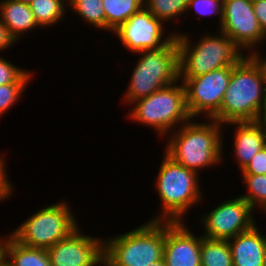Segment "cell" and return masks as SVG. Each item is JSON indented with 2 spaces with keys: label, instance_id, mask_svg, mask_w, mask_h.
Masks as SVG:
<instances>
[{
  "label": "cell",
  "instance_id": "6da1fadb",
  "mask_svg": "<svg viewBox=\"0 0 266 266\" xmlns=\"http://www.w3.org/2000/svg\"><path fill=\"white\" fill-rule=\"evenodd\" d=\"M266 118V80L260 65L247 55L234 65L219 112L212 118L224 125Z\"/></svg>",
  "mask_w": 266,
  "mask_h": 266
},
{
  "label": "cell",
  "instance_id": "7a4b0ae2",
  "mask_svg": "<svg viewBox=\"0 0 266 266\" xmlns=\"http://www.w3.org/2000/svg\"><path fill=\"white\" fill-rule=\"evenodd\" d=\"M193 120L190 119L177 131L168 134L170 136H167L164 151L175 162L199 174L204 168L221 165L224 158L222 149L224 125L214 119H207L209 123Z\"/></svg>",
  "mask_w": 266,
  "mask_h": 266
},
{
  "label": "cell",
  "instance_id": "3957f363",
  "mask_svg": "<svg viewBox=\"0 0 266 266\" xmlns=\"http://www.w3.org/2000/svg\"><path fill=\"white\" fill-rule=\"evenodd\" d=\"M217 31L219 33L216 35L203 34L195 44L191 42L189 34L176 32L179 79L197 77L219 68L237 65L248 55L225 33Z\"/></svg>",
  "mask_w": 266,
  "mask_h": 266
},
{
  "label": "cell",
  "instance_id": "277c9868",
  "mask_svg": "<svg viewBox=\"0 0 266 266\" xmlns=\"http://www.w3.org/2000/svg\"><path fill=\"white\" fill-rule=\"evenodd\" d=\"M156 177V191L161 201L160 214L151 221L184 222L182 219L193 205L203 200L199 176L164 153Z\"/></svg>",
  "mask_w": 266,
  "mask_h": 266
},
{
  "label": "cell",
  "instance_id": "5b68a950",
  "mask_svg": "<svg viewBox=\"0 0 266 266\" xmlns=\"http://www.w3.org/2000/svg\"><path fill=\"white\" fill-rule=\"evenodd\" d=\"M165 221L148 220L103 240V266H147L163 259Z\"/></svg>",
  "mask_w": 266,
  "mask_h": 266
},
{
  "label": "cell",
  "instance_id": "8992f818",
  "mask_svg": "<svg viewBox=\"0 0 266 266\" xmlns=\"http://www.w3.org/2000/svg\"><path fill=\"white\" fill-rule=\"evenodd\" d=\"M138 54L128 87L123 95L125 104L147 97L179 81V49L176 36L158 50H145Z\"/></svg>",
  "mask_w": 266,
  "mask_h": 266
},
{
  "label": "cell",
  "instance_id": "52a82bcc",
  "mask_svg": "<svg viewBox=\"0 0 266 266\" xmlns=\"http://www.w3.org/2000/svg\"><path fill=\"white\" fill-rule=\"evenodd\" d=\"M130 104L133 107L127 117L150 126L162 137L192 119L186 106L185 87L180 80Z\"/></svg>",
  "mask_w": 266,
  "mask_h": 266
},
{
  "label": "cell",
  "instance_id": "ba28073f",
  "mask_svg": "<svg viewBox=\"0 0 266 266\" xmlns=\"http://www.w3.org/2000/svg\"><path fill=\"white\" fill-rule=\"evenodd\" d=\"M71 210L63 200L47 205L13 229L10 235L23 245L48 249L79 227Z\"/></svg>",
  "mask_w": 266,
  "mask_h": 266
},
{
  "label": "cell",
  "instance_id": "9c48e42d",
  "mask_svg": "<svg viewBox=\"0 0 266 266\" xmlns=\"http://www.w3.org/2000/svg\"><path fill=\"white\" fill-rule=\"evenodd\" d=\"M232 68L227 66L197 77L179 79L185 87L186 106L191 118L205 115L212 119L219 112Z\"/></svg>",
  "mask_w": 266,
  "mask_h": 266
},
{
  "label": "cell",
  "instance_id": "30bf717a",
  "mask_svg": "<svg viewBox=\"0 0 266 266\" xmlns=\"http://www.w3.org/2000/svg\"><path fill=\"white\" fill-rule=\"evenodd\" d=\"M223 201L201 217L202 228H205L203 237L229 240L257 224L253 208L241 196Z\"/></svg>",
  "mask_w": 266,
  "mask_h": 266
},
{
  "label": "cell",
  "instance_id": "8fae6325",
  "mask_svg": "<svg viewBox=\"0 0 266 266\" xmlns=\"http://www.w3.org/2000/svg\"><path fill=\"white\" fill-rule=\"evenodd\" d=\"M113 33L118 37L123 47L125 46L128 51L134 54L145 50L161 49L176 34L174 31L165 36L164 23L156 18L145 6L134 13Z\"/></svg>",
  "mask_w": 266,
  "mask_h": 266
},
{
  "label": "cell",
  "instance_id": "7c38bea8",
  "mask_svg": "<svg viewBox=\"0 0 266 266\" xmlns=\"http://www.w3.org/2000/svg\"><path fill=\"white\" fill-rule=\"evenodd\" d=\"M218 30L232 39L243 52L247 50L249 55L266 40L254 13L253 3L248 0H223L222 24Z\"/></svg>",
  "mask_w": 266,
  "mask_h": 266
},
{
  "label": "cell",
  "instance_id": "4fadbf2b",
  "mask_svg": "<svg viewBox=\"0 0 266 266\" xmlns=\"http://www.w3.org/2000/svg\"><path fill=\"white\" fill-rule=\"evenodd\" d=\"M78 227L68 237L46 249L51 266H102L103 241Z\"/></svg>",
  "mask_w": 266,
  "mask_h": 266
},
{
  "label": "cell",
  "instance_id": "5bb4252c",
  "mask_svg": "<svg viewBox=\"0 0 266 266\" xmlns=\"http://www.w3.org/2000/svg\"><path fill=\"white\" fill-rule=\"evenodd\" d=\"M185 222L165 221L163 258L167 266H201V236H195Z\"/></svg>",
  "mask_w": 266,
  "mask_h": 266
},
{
  "label": "cell",
  "instance_id": "9a60e30c",
  "mask_svg": "<svg viewBox=\"0 0 266 266\" xmlns=\"http://www.w3.org/2000/svg\"><path fill=\"white\" fill-rule=\"evenodd\" d=\"M228 124L236 127L233 137V154H235L236 163L242 171L251 159L266 146V120Z\"/></svg>",
  "mask_w": 266,
  "mask_h": 266
},
{
  "label": "cell",
  "instance_id": "2e32d148",
  "mask_svg": "<svg viewBox=\"0 0 266 266\" xmlns=\"http://www.w3.org/2000/svg\"><path fill=\"white\" fill-rule=\"evenodd\" d=\"M258 227L255 224L250 230L228 240L233 266H264L266 235Z\"/></svg>",
  "mask_w": 266,
  "mask_h": 266
},
{
  "label": "cell",
  "instance_id": "e0dca14e",
  "mask_svg": "<svg viewBox=\"0 0 266 266\" xmlns=\"http://www.w3.org/2000/svg\"><path fill=\"white\" fill-rule=\"evenodd\" d=\"M0 18L16 43L24 33L39 28L30 5L15 0L0 1Z\"/></svg>",
  "mask_w": 266,
  "mask_h": 266
},
{
  "label": "cell",
  "instance_id": "ac0fdd59",
  "mask_svg": "<svg viewBox=\"0 0 266 266\" xmlns=\"http://www.w3.org/2000/svg\"><path fill=\"white\" fill-rule=\"evenodd\" d=\"M5 260L12 266H51L46 249L18 243L11 235L5 245Z\"/></svg>",
  "mask_w": 266,
  "mask_h": 266
},
{
  "label": "cell",
  "instance_id": "d6986e66",
  "mask_svg": "<svg viewBox=\"0 0 266 266\" xmlns=\"http://www.w3.org/2000/svg\"><path fill=\"white\" fill-rule=\"evenodd\" d=\"M106 15V31L114 32L134 13L144 7V0H102Z\"/></svg>",
  "mask_w": 266,
  "mask_h": 266
},
{
  "label": "cell",
  "instance_id": "ffe728a7",
  "mask_svg": "<svg viewBox=\"0 0 266 266\" xmlns=\"http://www.w3.org/2000/svg\"><path fill=\"white\" fill-rule=\"evenodd\" d=\"M68 0H33L29 5L39 27H51L65 17Z\"/></svg>",
  "mask_w": 266,
  "mask_h": 266
},
{
  "label": "cell",
  "instance_id": "44dd1931",
  "mask_svg": "<svg viewBox=\"0 0 266 266\" xmlns=\"http://www.w3.org/2000/svg\"><path fill=\"white\" fill-rule=\"evenodd\" d=\"M201 266H233L228 240L208 239L201 235Z\"/></svg>",
  "mask_w": 266,
  "mask_h": 266
},
{
  "label": "cell",
  "instance_id": "7402d4cb",
  "mask_svg": "<svg viewBox=\"0 0 266 266\" xmlns=\"http://www.w3.org/2000/svg\"><path fill=\"white\" fill-rule=\"evenodd\" d=\"M70 10L82 17L84 22L106 31V15L102 0H68Z\"/></svg>",
  "mask_w": 266,
  "mask_h": 266
},
{
  "label": "cell",
  "instance_id": "603a6c76",
  "mask_svg": "<svg viewBox=\"0 0 266 266\" xmlns=\"http://www.w3.org/2000/svg\"><path fill=\"white\" fill-rule=\"evenodd\" d=\"M189 0H144V6L163 23L186 15Z\"/></svg>",
  "mask_w": 266,
  "mask_h": 266
},
{
  "label": "cell",
  "instance_id": "cb8c5ba5",
  "mask_svg": "<svg viewBox=\"0 0 266 266\" xmlns=\"http://www.w3.org/2000/svg\"><path fill=\"white\" fill-rule=\"evenodd\" d=\"M247 193L240 195L254 209L259 206L266 212V175L242 174ZM266 214V213H265Z\"/></svg>",
  "mask_w": 266,
  "mask_h": 266
},
{
  "label": "cell",
  "instance_id": "d4e9b609",
  "mask_svg": "<svg viewBox=\"0 0 266 266\" xmlns=\"http://www.w3.org/2000/svg\"><path fill=\"white\" fill-rule=\"evenodd\" d=\"M33 73L26 69L15 66L7 59L0 57V85L9 83H30Z\"/></svg>",
  "mask_w": 266,
  "mask_h": 266
},
{
  "label": "cell",
  "instance_id": "484cf974",
  "mask_svg": "<svg viewBox=\"0 0 266 266\" xmlns=\"http://www.w3.org/2000/svg\"><path fill=\"white\" fill-rule=\"evenodd\" d=\"M26 87H28V83L0 85V118L19 101Z\"/></svg>",
  "mask_w": 266,
  "mask_h": 266
},
{
  "label": "cell",
  "instance_id": "4316f807",
  "mask_svg": "<svg viewBox=\"0 0 266 266\" xmlns=\"http://www.w3.org/2000/svg\"><path fill=\"white\" fill-rule=\"evenodd\" d=\"M195 12L196 17L201 19V16L216 15L220 18L219 26L222 24L223 17V0H189L186 12L188 16L190 11ZM195 10V11H194ZM219 15V17H218Z\"/></svg>",
  "mask_w": 266,
  "mask_h": 266
},
{
  "label": "cell",
  "instance_id": "83f0119b",
  "mask_svg": "<svg viewBox=\"0 0 266 266\" xmlns=\"http://www.w3.org/2000/svg\"><path fill=\"white\" fill-rule=\"evenodd\" d=\"M241 174L266 175V146L245 166Z\"/></svg>",
  "mask_w": 266,
  "mask_h": 266
},
{
  "label": "cell",
  "instance_id": "f1b7e54d",
  "mask_svg": "<svg viewBox=\"0 0 266 266\" xmlns=\"http://www.w3.org/2000/svg\"><path fill=\"white\" fill-rule=\"evenodd\" d=\"M5 157L0 156V201L4 202L5 199H8L9 196L13 194V185L10 182L9 177L7 176ZM8 177V178H7Z\"/></svg>",
  "mask_w": 266,
  "mask_h": 266
},
{
  "label": "cell",
  "instance_id": "f546056e",
  "mask_svg": "<svg viewBox=\"0 0 266 266\" xmlns=\"http://www.w3.org/2000/svg\"><path fill=\"white\" fill-rule=\"evenodd\" d=\"M253 9L263 34L266 36V0L254 2Z\"/></svg>",
  "mask_w": 266,
  "mask_h": 266
},
{
  "label": "cell",
  "instance_id": "4dcf8cb0",
  "mask_svg": "<svg viewBox=\"0 0 266 266\" xmlns=\"http://www.w3.org/2000/svg\"><path fill=\"white\" fill-rule=\"evenodd\" d=\"M15 42L0 18V51L3 52L5 49H9Z\"/></svg>",
  "mask_w": 266,
  "mask_h": 266
},
{
  "label": "cell",
  "instance_id": "1f68e13d",
  "mask_svg": "<svg viewBox=\"0 0 266 266\" xmlns=\"http://www.w3.org/2000/svg\"><path fill=\"white\" fill-rule=\"evenodd\" d=\"M251 56L260 65L264 74V79L266 80V57H262V55L259 53V50H255L254 52H252Z\"/></svg>",
  "mask_w": 266,
  "mask_h": 266
},
{
  "label": "cell",
  "instance_id": "d6a6232c",
  "mask_svg": "<svg viewBox=\"0 0 266 266\" xmlns=\"http://www.w3.org/2000/svg\"><path fill=\"white\" fill-rule=\"evenodd\" d=\"M9 236L10 234L3 238L0 237V263L5 259V245Z\"/></svg>",
  "mask_w": 266,
  "mask_h": 266
},
{
  "label": "cell",
  "instance_id": "836d02e7",
  "mask_svg": "<svg viewBox=\"0 0 266 266\" xmlns=\"http://www.w3.org/2000/svg\"><path fill=\"white\" fill-rule=\"evenodd\" d=\"M147 266H167V265H166V262H165V260L163 258V259H161V260H159V261H157L155 263L149 264Z\"/></svg>",
  "mask_w": 266,
  "mask_h": 266
},
{
  "label": "cell",
  "instance_id": "e575fe53",
  "mask_svg": "<svg viewBox=\"0 0 266 266\" xmlns=\"http://www.w3.org/2000/svg\"><path fill=\"white\" fill-rule=\"evenodd\" d=\"M0 266H12L10 263H8L5 259L0 263Z\"/></svg>",
  "mask_w": 266,
  "mask_h": 266
},
{
  "label": "cell",
  "instance_id": "d590c367",
  "mask_svg": "<svg viewBox=\"0 0 266 266\" xmlns=\"http://www.w3.org/2000/svg\"><path fill=\"white\" fill-rule=\"evenodd\" d=\"M17 2H22L24 4H30L33 0H15Z\"/></svg>",
  "mask_w": 266,
  "mask_h": 266
},
{
  "label": "cell",
  "instance_id": "8d00e7d4",
  "mask_svg": "<svg viewBox=\"0 0 266 266\" xmlns=\"http://www.w3.org/2000/svg\"><path fill=\"white\" fill-rule=\"evenodd\" d=\"M248 1H250L251 3H254V2L259 1V0H248Z\"/></svg>",
  "mask_w": 266,
  "mask_h": 266
},
{
  "label": "cell",
  "instance_id": "74e56055",
  "mask_svg": "<svg viewBox=\"0 0 266 266\" xmlns=\"http://www.w3.org/2000/svg\"><path fill=\"white\" fill-rule=\"evenodd\" d=\"M264 266H266V256H265V260H264Z\"/></svg>",
  "mask_w": 266,
  "mask_h": 266
}]
</instances>
